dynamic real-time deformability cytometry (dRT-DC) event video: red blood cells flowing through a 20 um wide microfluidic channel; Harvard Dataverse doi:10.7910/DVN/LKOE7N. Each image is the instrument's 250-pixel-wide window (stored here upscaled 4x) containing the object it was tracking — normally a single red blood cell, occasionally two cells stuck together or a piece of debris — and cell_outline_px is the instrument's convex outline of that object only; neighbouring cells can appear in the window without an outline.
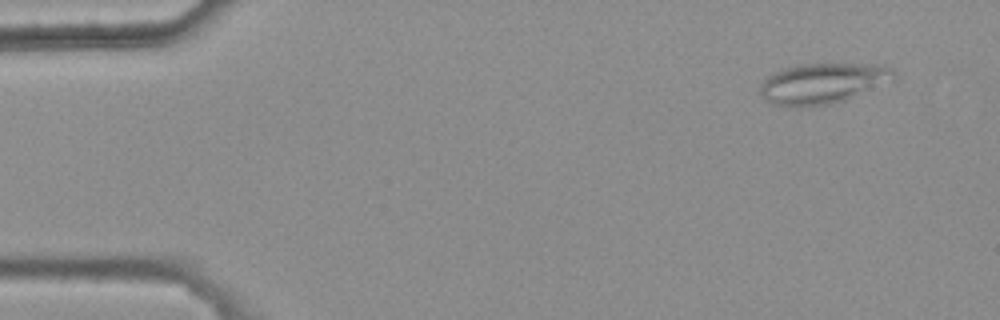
{"species": "common noctule bat (a hibernating species)", "species_latin": "Nyctalus noctula", "temperature_condition": "warm", "stored_images_in_passage": 5, "camera_frame_rate_fps": 3000, "um_per_image_px": 0.085, "animal": {"sex": "female", "body_mass_g": 25.1}, "frame": {"image": 1, "passage_image": 2, "time_ms": 0.333, "image_size_px": [1000, 320], "cell_outline_px": [[896, 80], [844, 100], [832, 104], [800, 108], [792, 108], [772, 104], [764, 100], [760, 96], [760, 84], [768, 76], [784, 68], [800, 64], [880, 64], [892, 68]], "centroid_in_image_um": [69.91, 7.11], "position_along_channel_um": 15.1, "area_um2": 32.02}}